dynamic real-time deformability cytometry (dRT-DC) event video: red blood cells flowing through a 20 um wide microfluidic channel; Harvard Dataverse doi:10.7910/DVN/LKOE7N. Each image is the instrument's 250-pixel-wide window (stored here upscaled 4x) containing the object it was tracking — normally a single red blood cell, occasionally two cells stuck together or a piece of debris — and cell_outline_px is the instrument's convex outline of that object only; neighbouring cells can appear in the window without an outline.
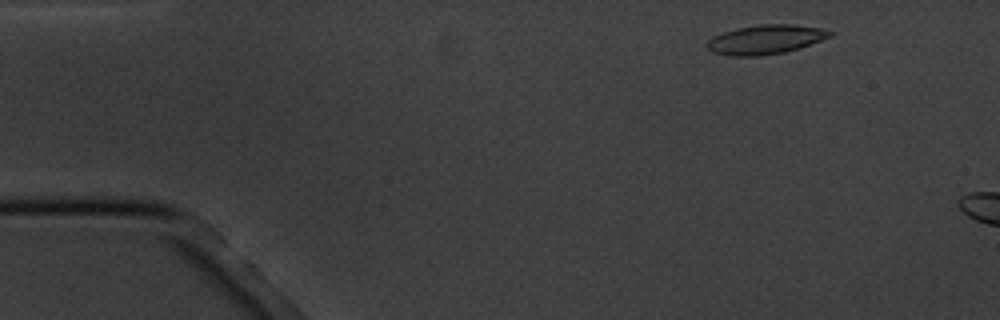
{"species": "common noctule bat (a hibernating species)", "species_latin": "Nyctalus noctula", "temperature_condition": "cold", "stored_images_in_passage": 3, "camera_frame_rate_fps": 3000, "um_per_image_px": 0.085, "animal": {"sex": "male", "body_mass_g": 20.1, "forearm_length_mm": 53.5}, "frame": {"image": 1, "passage_image": 1, "time_ms": 0.0, "image_size_px": [1000, 320], "cell_outline_px": [[836, 32], [832, 36], [812, 44], [800, 48], [784, 52], [760, 56], [732, 56], [712, 52], [704, 44], [712, 36], [736, 28], [760, 24], [796, 24], [820, 28]], "centroid_in_image_um": [65.09, 3.35], "position_along_channel_um": 19.9, "area_um2": 21.21}}